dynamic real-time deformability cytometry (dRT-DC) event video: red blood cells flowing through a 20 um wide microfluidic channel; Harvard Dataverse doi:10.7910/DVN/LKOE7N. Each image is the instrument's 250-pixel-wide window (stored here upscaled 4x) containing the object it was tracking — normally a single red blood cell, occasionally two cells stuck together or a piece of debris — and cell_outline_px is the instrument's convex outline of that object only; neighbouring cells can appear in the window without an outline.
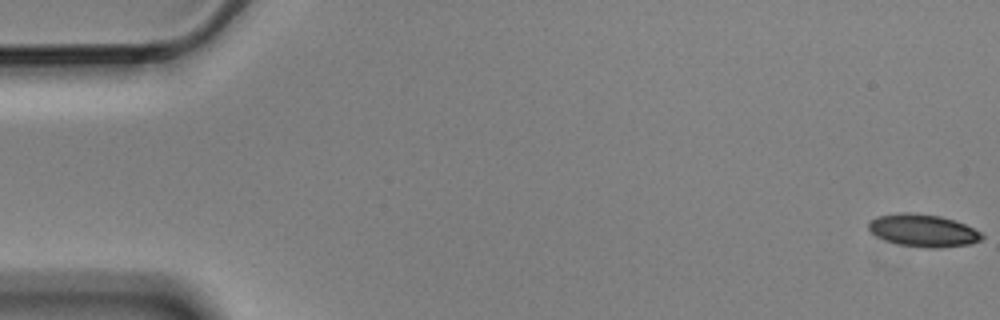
{"species": "Egyptian fruit bat (a non-hibernating species)", "species_latin": "Rousettus aegyptiacus", "temperature_condition": "cold", "stored_images_in_passage": 4, "camera_frame_rate_fps": 3000, "um_per_image_px": 0.085, "animal": {"sex": "male"}, "frame": {"image": 1, "passage_image": 1, "time_ms": 0.0, "image_size_px": [1000, 320], "cell_outline_px": [[984, 236], [980, 240], [972, 244], [940, 248], [924, 248], [900, 244], [876, 236], [868, 228], [868, 220], [876, 216], [900, 212], [908, 212], [940, 216], [956, 220], [980, 232]], "centroid_in_image_um": [78.46, 19.58], "position_along_channel_um": 6.5, "area_um2": 21.5}}
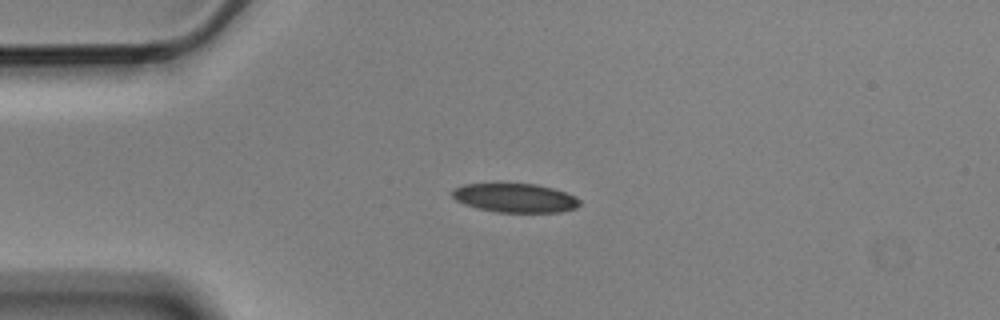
{"frame": {"image": 2, "passage_image": 4, "time_ms": 1.0, "image_size_px": [1000, 320], "cell_outline_px": [[580, 204], [576, 208], [560, 212], [496, 212], [464, 204], [456, 200], [452, 196], [452, 192], [456, 188], [464, 184], [536, 184], [552, 188], [576, 196], [580, 200]], "centroid_in_image_um": [43.81, 16.83], "position_along_channel_um": 41.2, "area_um2": 21.27}}